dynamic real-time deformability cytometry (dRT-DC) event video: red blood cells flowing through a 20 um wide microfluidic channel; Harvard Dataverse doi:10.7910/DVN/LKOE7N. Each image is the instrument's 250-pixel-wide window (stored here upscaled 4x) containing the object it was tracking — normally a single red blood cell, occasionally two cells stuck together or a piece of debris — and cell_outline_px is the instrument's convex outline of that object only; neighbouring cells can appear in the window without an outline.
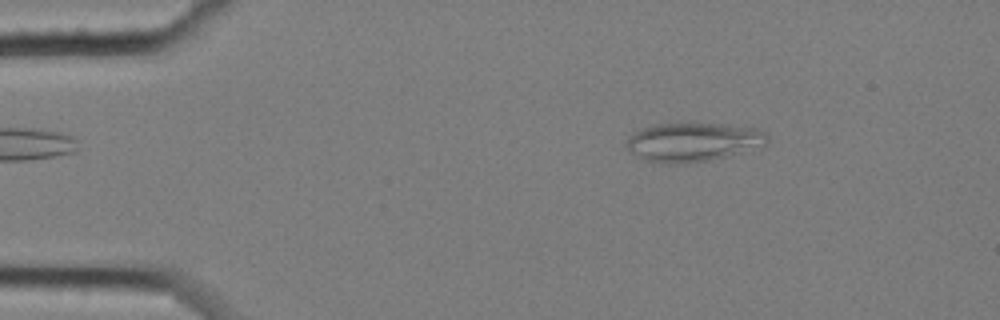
{"species": "common noctule bat (a hibernating species)", "species_latin": "Nyctalus noctula", "temperature_condition": "cold", "stored_images_in_passage": 3, "camera_frame_rate_fps": 3000, "um_per_image_px": 0.085, "animal": {"sex": "female", "body_mass_g": 25.1}, "frame": {"image": 1, "passage_image": 1, "time_ms": 0.0, "image_size_px": [1000, 320], "cell_outline_px": [[768, 140], [764, 144], [724, 156], [708, 160], [684, 164], [664, 164], [644, 160], [628, 148], [624, 144], [628, 136], [644, 128], [656, 124], [696, 120], [756, 128], [764, 132], [768, 136]], "centroid_in_image_um": [58.86, 12.02], "position_along_channel_um": 26.1, "area_um2": 32.31}}